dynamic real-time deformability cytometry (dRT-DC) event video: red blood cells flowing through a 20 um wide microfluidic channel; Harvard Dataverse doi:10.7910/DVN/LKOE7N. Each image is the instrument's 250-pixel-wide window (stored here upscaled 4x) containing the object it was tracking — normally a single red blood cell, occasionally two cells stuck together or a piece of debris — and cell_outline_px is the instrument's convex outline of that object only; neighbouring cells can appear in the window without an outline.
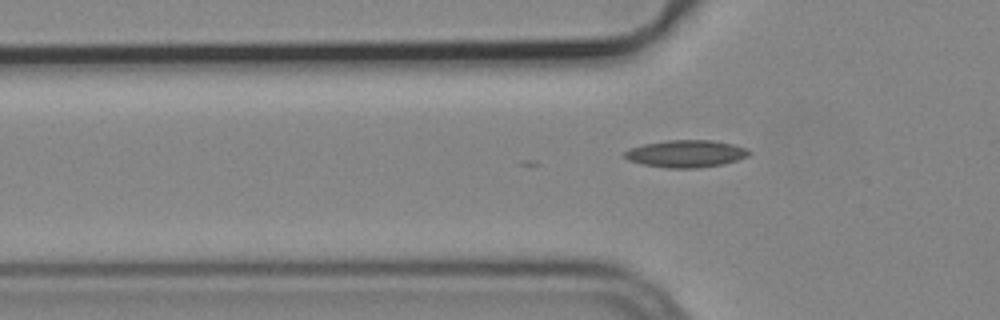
{"species": "common noctule bat (a hibernating species)", "species_latin": "Nyctalus noctula", "temperature_condition": "cold", "stored_images_in_passage": 10, "camera_frame_rate_fps": 3000, "um_per_image_px": 0.085, "animal": {"sex": "male", "body_mass_g": 19.2, "forearm_length_mm": 51.8}, "frame": {"image": 1, "passage_image": 10, "time_ms": 3.0, "image_size_px": [1000, 320], "cell_outline_px": [[752, 152], [748, 156], [724, 164], [700, 168], [664, 168], [640, 164], [628, 160], [624, 156], [624, 152], [628, 148], [644, 144], [668, 140], [712, 140], [732, 144], [748, 148]], "centroid_in_image_um": [58.3, 13.07], "position_along_channel_um": 67.5, "area_um2": 20.0}}